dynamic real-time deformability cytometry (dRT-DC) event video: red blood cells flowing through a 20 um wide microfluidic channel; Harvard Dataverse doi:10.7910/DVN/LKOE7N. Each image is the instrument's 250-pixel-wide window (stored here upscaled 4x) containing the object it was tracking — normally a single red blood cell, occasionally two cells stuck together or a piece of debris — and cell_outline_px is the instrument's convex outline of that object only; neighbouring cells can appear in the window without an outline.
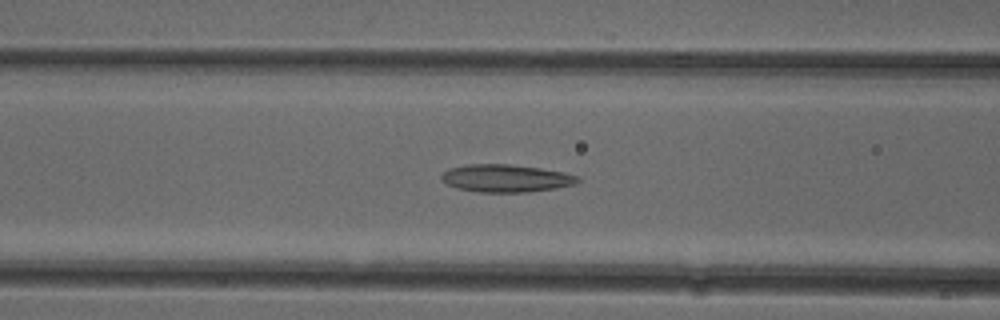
{"species": "common noctule bat (a hibernating species)", "species_latin": "Nyctalus noctula", "temperature_condition": "cold", "stored_images_in_passage": 51, "camera_frame_rate_fps": 3000, "um_per_image_px": 0.085, "animal": {"sex": "female"}, "frame": {"image": 1, "passage_image": 20, "time_ms": 6.333, "image_size_px": [1000, 320], "cell_outline_px": [[580, 180], [576, 184], [556, 188], [528, 192], [480, 192], [456, 188], [448, 184], [440, 176], [448, 168], [468, 164], [508, 164], [540, 168], [564, 172], [580, 176]], "centroid_in_image_um": [43.04, 15.15], "position_along_channel_um": 123.6, "area_um2": 21.96}}
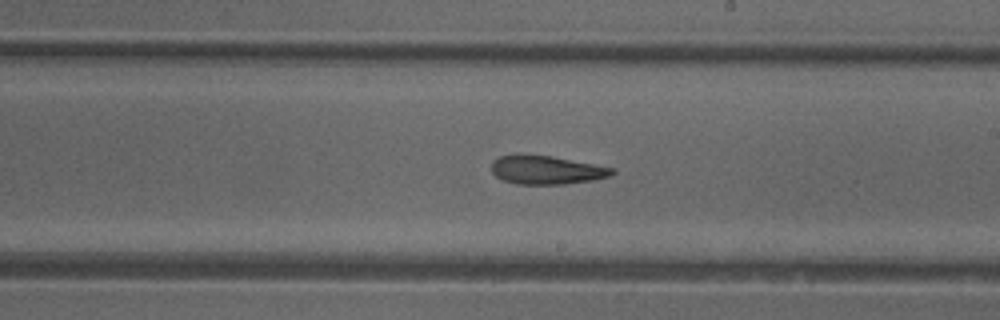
{"frame": {"image": 2, "passage_image": 29, "time_ms": 9.333, "image_size_px": [1000, 320], "cell_outline_px": [[616, 172], [612, 176], [592, 180], [564, 184], [516, 184], [504, 180], [496, 176], [492, 172], [492, 160], [500, 156], [524, 152], [552, 156], [612, 168]], "centroid_in_image_um": [46.4, 14.42], "position_along_channel_um": 242.6, "area_um2": 20.35}}
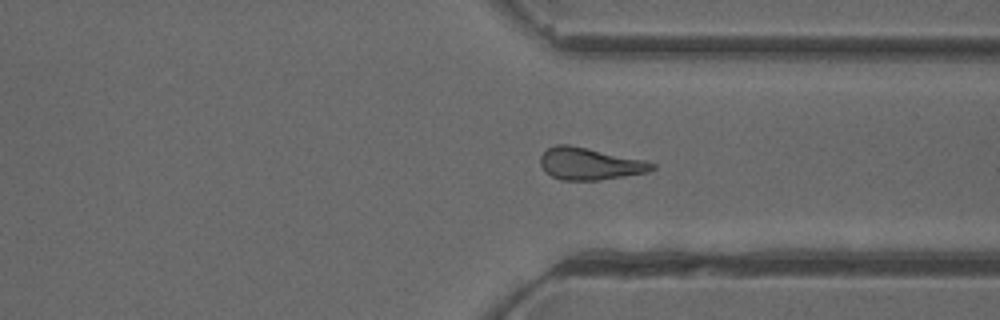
{"frame": {"image": 3, "passage_image": 38, "time_ms": 12.333, "image_size_px": [1000, 320], "cell_outline_px": [[656, 168], [648, 172], [600, 180], [560, 180], [544, 172], [540, 164], [540, 156], [548, 148], [556, 144], [568, 144], [648, 160], [656, 164]], "centroid_in_image_um": [50.15, 13.92], "position_along_channel_um": 361.3, "area_um2": 21.15}, "authors_computed_cell_mechanics": {"area_um2": 21.2704, "velocity_mm_per_s": 3.9673, "shape_relaxation_time_tau1_ms": null, "shape_relaxation_time_tau2_ms": 3.5768, "deformation_change_tau1": null, "deformation_change_tau2": 0.1289}}